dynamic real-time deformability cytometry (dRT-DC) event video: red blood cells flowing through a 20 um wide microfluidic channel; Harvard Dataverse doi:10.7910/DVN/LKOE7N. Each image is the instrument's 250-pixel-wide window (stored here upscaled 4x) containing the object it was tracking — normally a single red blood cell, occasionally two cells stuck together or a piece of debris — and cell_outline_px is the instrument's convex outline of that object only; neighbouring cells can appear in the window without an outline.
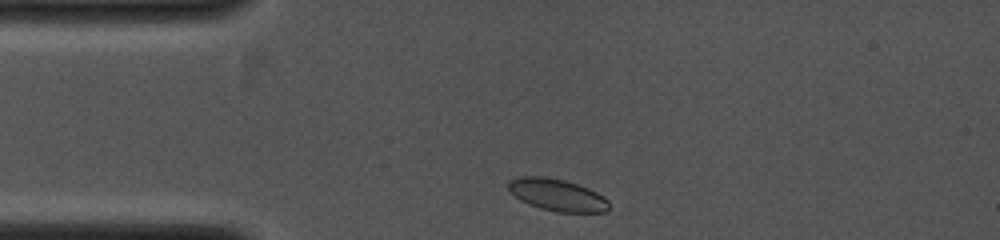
{"species": "common noctule bat (a hibernating species)", "species_latin": "Nyctalus noctula", "temperature_condition": "cold", "stored_images_in_passage": 32, "camera_frame_rate_fps": 4000, "um_per_image_px": 0.085, "animal": {"sex": "female", "body_mass_g": 19.0, "forearm_length_mm": 53.3}, "frame": {"image": 1, "passage_image": 1, "time_ms": 0.0, "image_size_px": [1000, 240], "cell_outline_px": [[608, 208], [604, 212], [556, 212], [540, 208], [528, 204], [520, 200], [508, 188], [508, 180], [520, 176], [544, 176], [564, 180], [588, 188], [604, 196], [608, 200]], "centroid_in_image_um": [47.34, 16.56], "position_along_channel_um": 37.7, "area_um2": 18.73}}
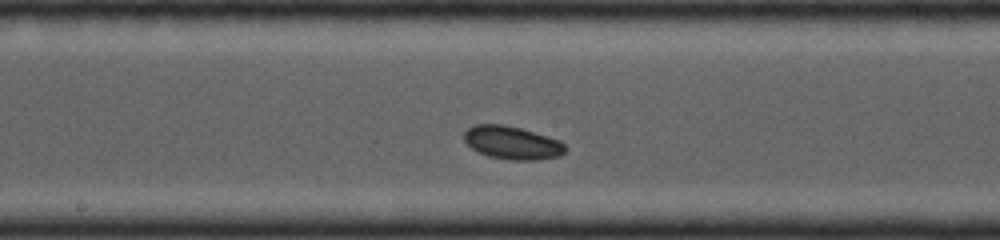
{"frame": {"image": 2, "passage_image": 15, "time_ms": 3.5, "image_size_px": [1000, 240], "cell_outline_px": [[568, 148], [560, 156], [540, 160], [512, 160], [488, 156], [472, 148], [464, 140], [464, 132], [468, 128], [476, 124], [504, 124], [520, 128], [548, 136], [560, 140]], "centroid_in_image_um": [43.56, 12.13], "position_along_channel_um": 204.6, "area_um2": 19.59}}
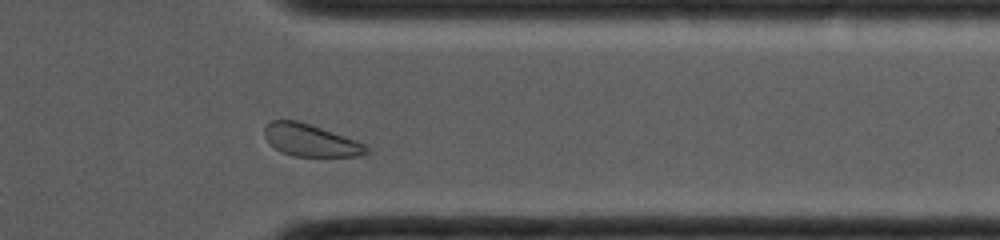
{"frame": {"image": 3, "passage_image": 28, "time_ms": 6.75, "image_size_px": [1000, 240], "cell_outline_px": [[368, 152], [360, 156], [292, 156], [280, 152], [264, 136], [264, 128], [272, 120], [300, 120], [356, 140], [364, 144], [368, 148]], "centroid_in_image_um": [26.39, 11.92], "position_along_channel_um": 385.0, "area_um2": 19.07}}